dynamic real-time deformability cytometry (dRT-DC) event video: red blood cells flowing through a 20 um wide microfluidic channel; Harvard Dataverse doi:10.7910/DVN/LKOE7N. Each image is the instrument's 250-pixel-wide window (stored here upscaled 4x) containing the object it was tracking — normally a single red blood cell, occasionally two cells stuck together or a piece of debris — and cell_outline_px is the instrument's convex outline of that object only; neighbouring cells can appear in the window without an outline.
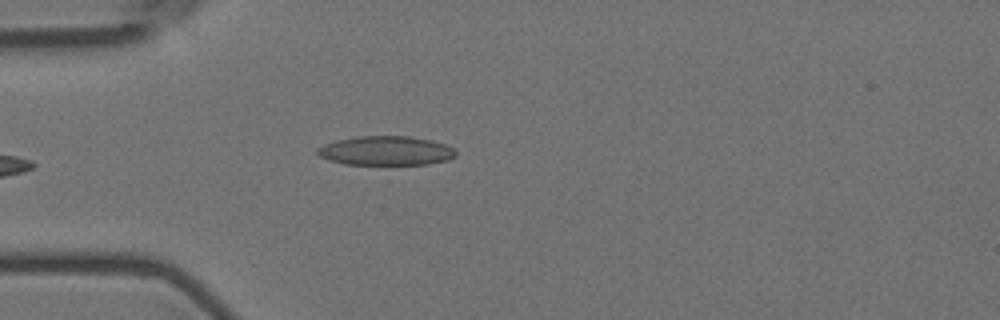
{"species": "Egyptian fruit bat (a non-hibernating species)", "species_latin": "Rousettus aegyptiacus", "temperature_condition": "room temperature", "stored_images_in_passage": 6, "camera_frame_rate_fps": 3000, "um_per_image_px": 0.085, "animal": {"sex": "female"}, "frame": {"image": 1, "passage_image": 6, "time_ms": 1.667, "image_size_px": [1000, 320], "cell_outline_px": [[456, 156], [448, 160], [428, 164], [344, 164], [328, 160], [320, 156], [316, 152], [316, 148], [324, 144], [336, 140], [356, 136], [408, 136], [432, 140], [444, 144], [452, 148], [456, 152]], "centroid_in_image_um": [32.78, 12.81], "position_along_channel_um": 52.2, "area_um2": 23.58}}